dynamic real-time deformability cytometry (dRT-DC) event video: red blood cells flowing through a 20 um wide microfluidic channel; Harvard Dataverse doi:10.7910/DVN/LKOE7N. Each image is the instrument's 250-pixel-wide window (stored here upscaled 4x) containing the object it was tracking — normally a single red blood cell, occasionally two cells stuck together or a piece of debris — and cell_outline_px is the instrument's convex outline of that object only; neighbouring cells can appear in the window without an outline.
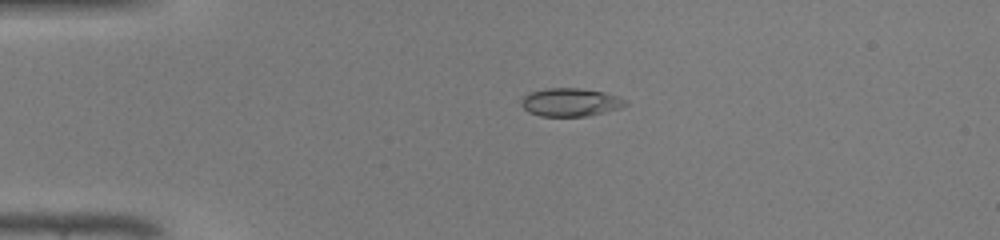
{"species": "common noctule bat (a hibernating species)", "species_latin": "Nyctalus noctula", "temperature_condition": "warm", "stored_images_in_passage": 39, "camera_frame_rate_fps": 3000, "um_per_image_px": 0.085, "animal": {"sex": "male", "body_mass_g": 19.0, "forearm_length_mm": 50.8}, "frame": {"image": 1, "passage_image": 3, "time_ms": 0.667, "image_size_px": [1000, 240], "cell_outline_px": [[628, 104], [620, 108], [588, 116], [540, 116], [528, 112], [520, 104], [520, 100], [528, 92], [544, 88], [580, 88], [604, 92], [616, 96], [624, 100]], "centroid_in_image_um": [48.43, 8.69], "position_along_channel_um": 36.6, "area_um2": 17.17}}
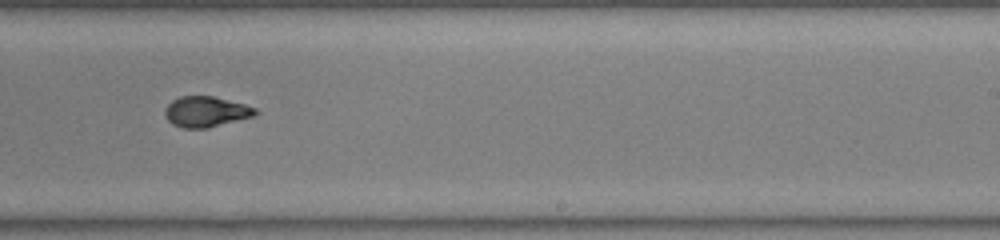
{"frame": {"image": 2, "passage_image": 22, "time_ms": 7.0, "image_size_px": [1000, 240], "cell_outline_px": [[260, 112], [256, 116], [208, 128], [184, 128], [172, 124], [168, 120], [164, 112], [164, 108], [172, 100], [180, 96], [212, 96], [244, 104], [256, 108]], "centroid_in_image_um": [17.53, 9.5], "position_along_channel_um": 271.5, "area_um2": 16.24}}
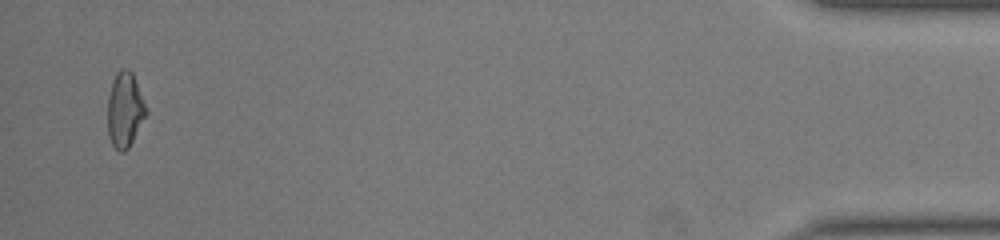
{"frame": {"image": 3, "passage_image": 38, "time_ms": 12.333, "image_size_px": [1000, 240], "cell_outline_px": [[148, 112], [128, 148], [124, 152], [120, 152], [112, 144], [108, 136], [108, 96], [112, 80], [116, 72], [120, 68], [128, 68], [132, 72]], "centroid_in_image_um": [10.6, 9.31], "position_along_channel_um": 424.6, "area_um2": 16.76}, "authors_computed_cell_mechanics": {"area_um2": 16.3574, "velocity_mm_per_s": 4.3593, "shape_relaxation_time_tau1_ms": 6.339, "shape_relaxation_time_tau2_ms": 0.5451, "deformation_change_tau1": 0.2403, "deformation_change_tau2": 0.042}}